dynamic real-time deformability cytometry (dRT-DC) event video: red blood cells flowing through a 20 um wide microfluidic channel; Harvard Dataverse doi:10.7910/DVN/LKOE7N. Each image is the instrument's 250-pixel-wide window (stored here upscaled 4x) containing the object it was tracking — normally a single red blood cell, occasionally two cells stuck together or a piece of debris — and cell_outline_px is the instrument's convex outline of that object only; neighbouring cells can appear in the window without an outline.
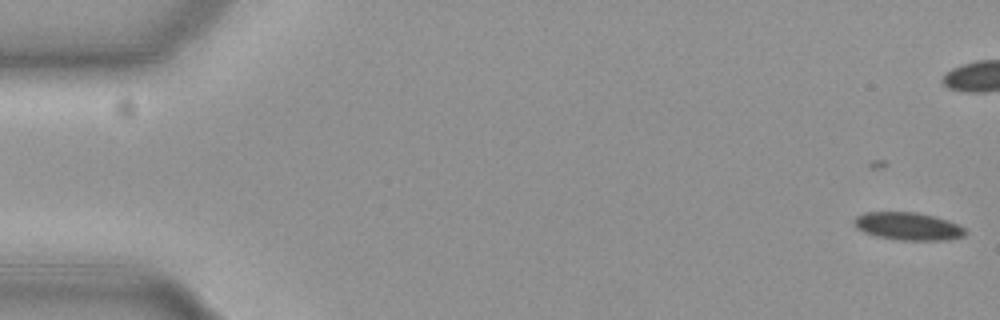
{"species": "common noctule bat (a hibernating species)", "species_latin": "Nyctalus noctula", "temperature_condition": "cold", "stored_images_in_passage": 4, "camera_frame_rate_fps": 3000, "um_per_image_px": 0.085, "animal": {"sex": "female", "body_mass_g": 19.3, "forearm_length_mm": 54.1}, "frame": {"image": 1, "passage_image": 4, "time_ms": 1.0, "image_size_px": [1000, 320], "cell_outline_px": [[968, 232], [964, 236], [948, 240], [900, 240], [876, 236], [864, 232], [856, 228], [852, 220], [856, 216], [864, 212], [916, 212], [936, 216], [948, 220], [964, 228]], "centroid_in_image_um": [77.18, 19.23], "position_along_channel_um": 7.8, "area_um2": 18.15}}